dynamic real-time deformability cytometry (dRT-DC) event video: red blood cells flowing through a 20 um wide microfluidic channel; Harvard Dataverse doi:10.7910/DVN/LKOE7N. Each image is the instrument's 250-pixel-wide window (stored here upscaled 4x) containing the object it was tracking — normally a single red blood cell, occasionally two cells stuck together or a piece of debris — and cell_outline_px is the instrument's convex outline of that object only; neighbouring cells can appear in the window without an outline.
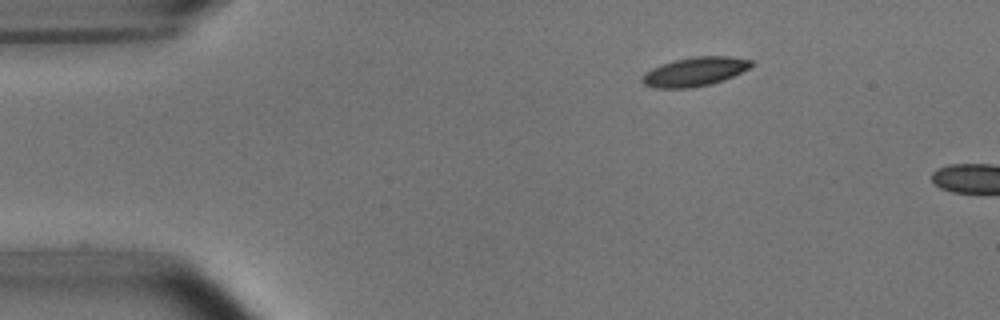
{"species": "common noctule bat (a hibernating species)", "species_latin": "Nyctalus noctula", "temperature_condition": "room temperature", "stored_images_in_passage": 4, "camera_frame_rate_fps": 3000, "um_per_image_px": 0.085, "animal": {"sex": "male", "body_mass_g": 15.6}, "frame": {"image": 1, "passage_image": 1, "time_ms": 0.0, "image_size_px": [1000, 320], "cell_outline_px": [[756, 64], [724, 80], [712, 84], [692, 88], [652, 88], [644, 84], [640, 80], [640, 76], [644, 72], [660, 64], [692, 56], [728, 56], [752, 60]], "centroid_in_image_um": [59.02, 6.1], "position_along_channel_um": 26.0, "area_um2": 18.67}}